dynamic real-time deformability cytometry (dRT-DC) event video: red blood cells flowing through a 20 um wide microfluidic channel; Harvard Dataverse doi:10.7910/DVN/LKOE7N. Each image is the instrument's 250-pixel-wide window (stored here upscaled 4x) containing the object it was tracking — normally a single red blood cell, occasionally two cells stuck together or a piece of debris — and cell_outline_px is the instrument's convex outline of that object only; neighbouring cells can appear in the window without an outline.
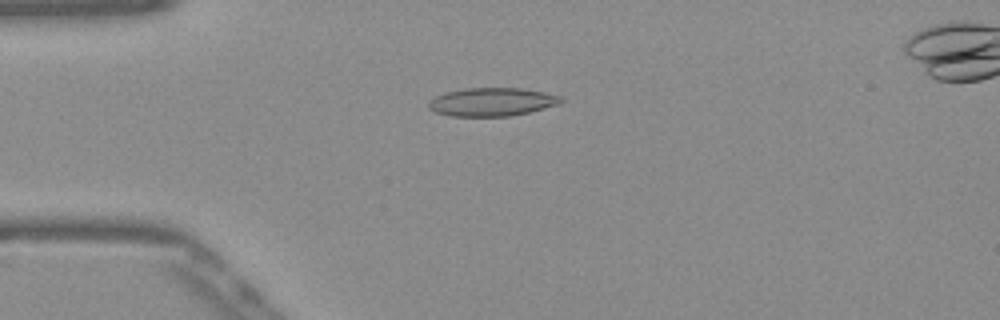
{"species": "Egyptian fruit bat (a non-hibernating species)", "species_latin": "Rousettus aegyptiacus", "temperature_condition": "warm", "stored_images_in_passage": 52, "camera_frame_rate_fps": 3000, "um_per_image_px": 0.085, "frame": {"image": 1, "passage_image": 13, "time_ms": 4.0, "image_size_px": [1000, 320], "cell_outline_px": [[564, 100], [560, 104], [528, 112], [508, 116], [452, 116], [436, 112], [428, 108], [428, 100], [444, 92], [464, 88], [524, 88], [544, 92], [560, 96]], "centroid_in_image_um": [41.8, 8.65], "position_along_channel_um": 43.2, "area_um2": 21.91}}
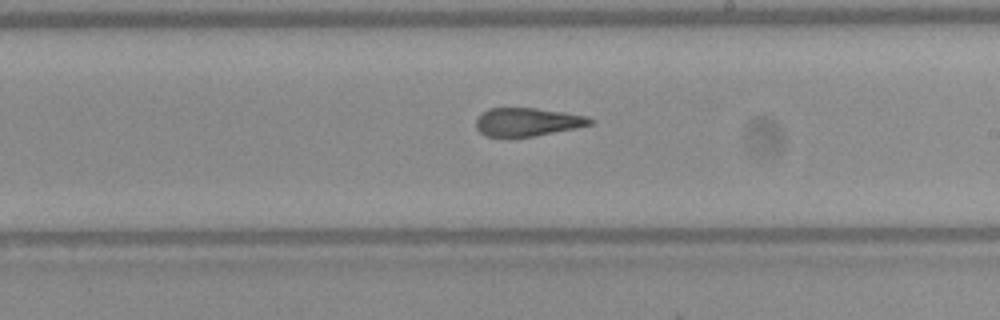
{"frame": {"image": 2, "passage_image": 30, "time_ms": 9.667, "image_size_px": [1000, 320], "cell_outline_px": [[596, 120], [592, 124], [576, 128], [532, 136], [484, 136], [476, 128], [476, 116], [488, 108], [536, 108], [588, 116]], "centroid_in_image_um": [44.82, 10.35], "position_along_channel_um": 244.2, "area_um2": 18.79}}
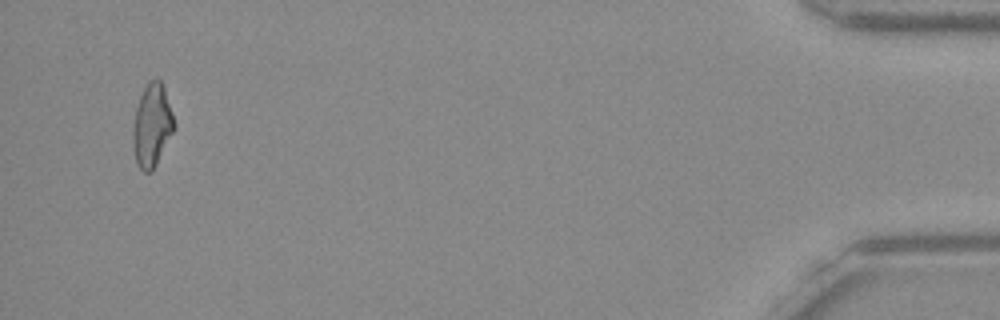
{"frame": {"image": 3, "passage_image": 50, "time_ms": 16.333, "image_size_px": [1000, 320], "cell_outline_px": [[176, 128], [152, 172], [144, 172], [140, 168], [136, 160], [132, 144], [132, 128], [136, 108], [140, 96], [148, 80], [156, 76], [160, 80], [164, 88], [176, 124]], "centroid_in_image_um": [12.92, 10.64], "position_along_channel_um": 422.3, "area_um2": 20.17}, "authors_computed_cell_mechanics": {"area_um2": 20.23, "velocity_mm_per_s": 3.9055, "shape_relaxation_time_tau1_ms": null, "shape_relaxation_time_tau2_ms": 1.3196, "deformation_change_tau1": null, "deformation_change_tau2": 0.1023}}